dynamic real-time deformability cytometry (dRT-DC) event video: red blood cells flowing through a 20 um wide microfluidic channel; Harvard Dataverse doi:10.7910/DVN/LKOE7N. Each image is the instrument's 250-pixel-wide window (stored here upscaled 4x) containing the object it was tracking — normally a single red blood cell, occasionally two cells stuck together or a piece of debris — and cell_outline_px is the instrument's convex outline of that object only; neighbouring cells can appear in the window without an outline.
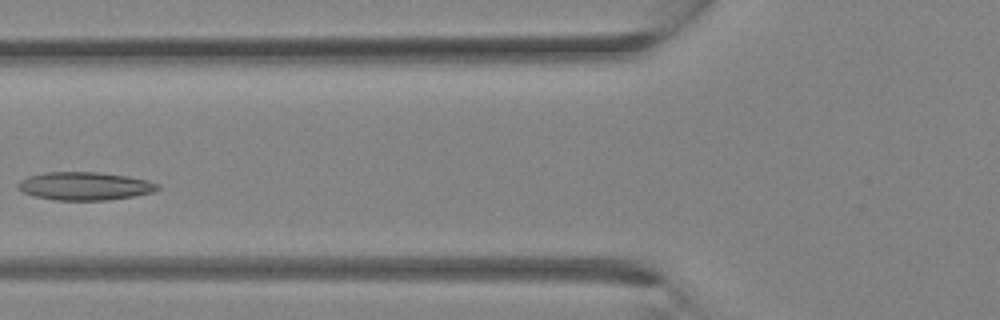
{"species": "Egyptian fruit bat (a non-hibernating species)", "species_latin": "Rousettus aegyptiacus", "temperature_condition": "room temperature", "stored_images_in_passage": 24, "camera_frame_rate_fps": 3000, "um_per_image_px": 0.085, "animal": {"sex": "female"}, "frame": {"image": 1, "passage_image": 4, "time_ms": 1.0, "image_size_px": [1000, 320], "cell_outline_px": [[160, 188], [152, 192], [132, 196], [104, 200], [56, 200], [32, 196], [16, 188], [16, 184], [20, 180], [28, 176], [44, 172], [100, 172], [128, 176], [148, 180], [160, 184]], "centroid_in_image_um": [7.17, 15.8], "position_along_channel_um": 118.6, "area_um2": 23.0}}
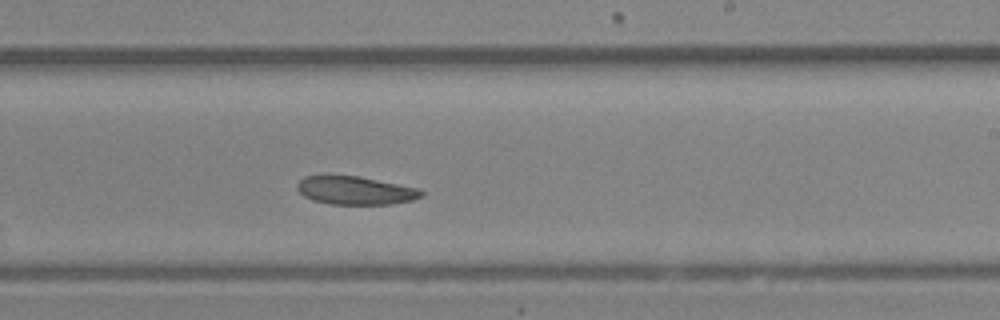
{"frame": {"image": 2, "passage_image": 11, "time_ms": 3.333, "image_size_px": [1000, 320], "cell_outline_px": [[424, 196], [412, 200], [392, 204], [332, 204], [312, 200], [304, 196], [296, 188], [296, 184], [304, 176], [324, 172], [360, 176], [416, 188], [424, 192]], "centroid_in_image_um": [30.11, 16.14], "position_along_channel_um": 258.9, "area_um2": 21.1}}
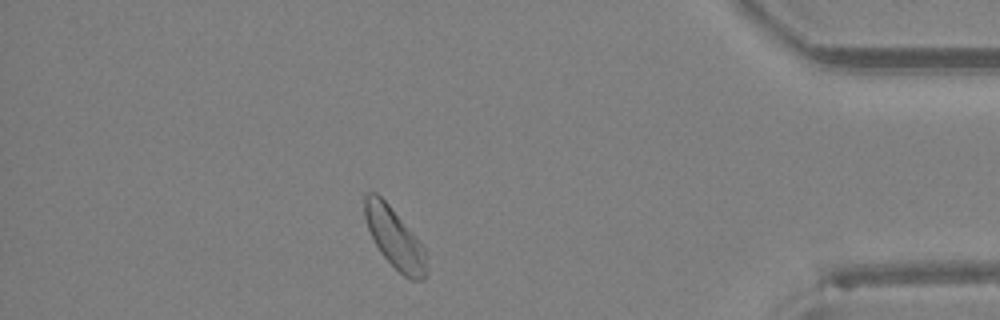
{"frame": {"image": 3, "passage_image": 20, "time_ms": 6.333, "image_size_px": [1000, 320], "cell_outline_px": [[428, 272], [424, 280], [408, 280], [380, 252], [368, 228], [364, 216], [364, 192], [376, 192], [388, 204], [420, 240], [424, 248], [428, 268]], "centroid_in_image_um": [33.57, 20.25], "position_along_channel_um": 401.6, "area_um2": 21.73}}